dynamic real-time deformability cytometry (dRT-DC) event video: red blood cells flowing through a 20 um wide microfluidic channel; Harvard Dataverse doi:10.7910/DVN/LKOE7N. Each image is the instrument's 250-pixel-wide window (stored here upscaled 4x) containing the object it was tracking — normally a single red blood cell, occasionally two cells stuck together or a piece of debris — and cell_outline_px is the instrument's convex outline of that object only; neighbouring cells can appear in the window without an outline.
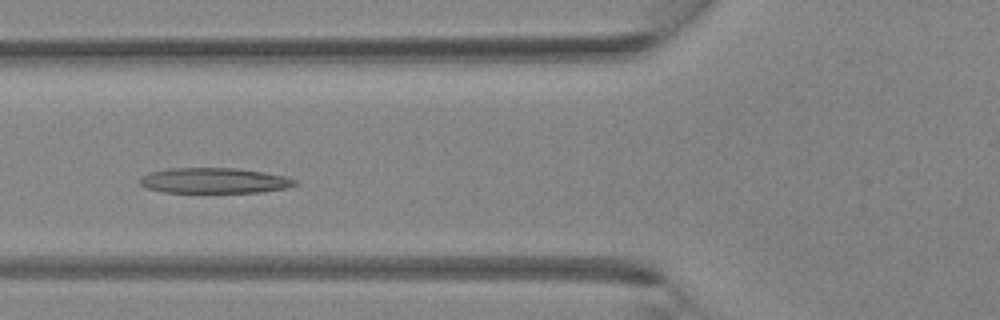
{"species": "Egyptian fruit bat (a non-hibernating species)", "species_latin": "Rousettus aegyptiacus", "temperature_condition": "room temperature", "stored_images_in_passage": 34, "camera_frame_rate_fps": 3000, "um_per_image_px": 0.085, "animal": {"sex": "female"}, "frame": {"image": 1, "passage_image": 12, "time_ms": 3.667, "image_size_px": [1000, 320], "cell_outline_px": [[300, 180], [296, 184], [288, 188], [264, 192], [164, 192], [148, 188], [140, 184], [140, 176], [148, 172], [168, 168], [240, 168], [264, 172], [284, 176]], "centroid_in_image_um": [18.24, 15.34], "position_along_channel_um": 107.6, "area_um2": 23.18}}
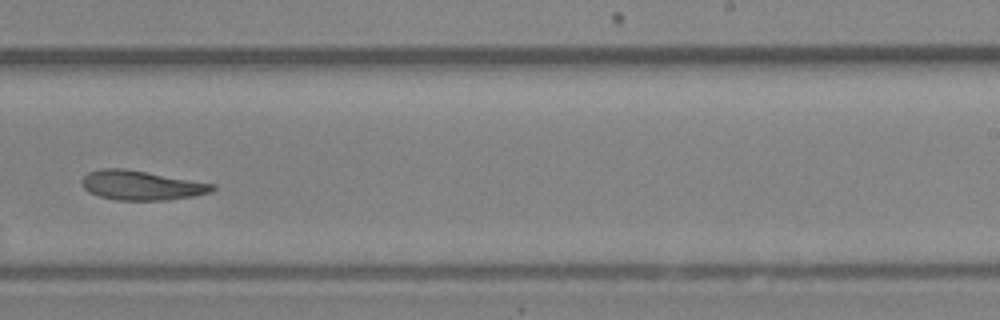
{"frame": {"image": 2, "passage_image": 21, "time_ms": 6.667, "image_size_px": [1000, 320], "cell_outline_px": [[216, 188], [212, 192], [192, 196], [168, 200], [116, 200], [100, 196], [88, 192], [84, 188], [80, 180], [88, 172], [100, 168], [124, 168], [216, 184]], "centroid_in_image_um": [12.01, 15.75], "position_along_channel_um": 277.0, "area_um2": 22.48}}
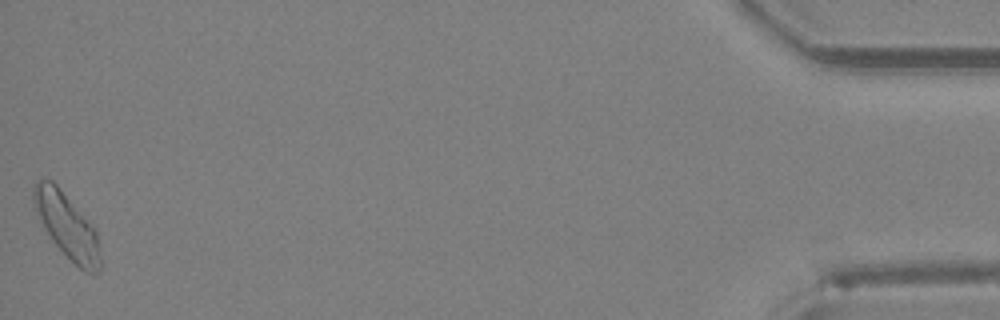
{"frame": {"image": 3, "passage_image": 34, "time_ms": 11.0, "image_size_px": [1000, 320], "cell_outline_px": [[100, 272], [84, 272], [52, 240], [44, 228], [36, 212], [32, 200], [32, 188], [36, 180], [40, 176], [52, 180], [56, 184], [92, 224], [96, 232], [100, 256]], "centroid_in_image_um": [5.65, 19.12], "position_along_channel_um": 429.5, "area_um2": 24.97}}